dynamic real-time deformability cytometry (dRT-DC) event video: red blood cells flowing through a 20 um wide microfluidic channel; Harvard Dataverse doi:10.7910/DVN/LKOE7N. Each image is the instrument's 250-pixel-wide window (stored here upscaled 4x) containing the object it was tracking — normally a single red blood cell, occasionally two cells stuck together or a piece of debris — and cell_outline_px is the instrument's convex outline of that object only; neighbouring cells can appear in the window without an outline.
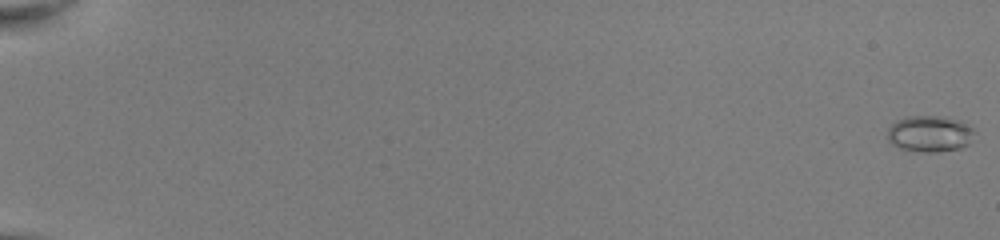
{"species": "common noctule bat (a hibernating species)", "species_latin": "Nyctalus noctula", "temperature_condition": "room temperature", "stored_images_in_passage": 7, "camera_frame_rate_fps": 3000, "um_per_image_px": 0.085, "animal": {"sex": "female", "body_mass_g": 22.0, "forearm_length_mm": 56.7}, "frame": {"image": 1, "passage_image": 1, "time_ms": 0.0, "image_size_px": [1000, 240], "cell_outline_px": [[976, 132], [968, 144], [960, 148], [936, 152], [920, 152], [900, 148], [892, 144], [888, 140], [888, 128], [896, 120], [908, 116], [936, 116], [960, 120], [972, 128]], "centroid_in_image_um": [79.02, 11.37], "position_along_channel_um": 6.0, "area_um2": 18.38}}